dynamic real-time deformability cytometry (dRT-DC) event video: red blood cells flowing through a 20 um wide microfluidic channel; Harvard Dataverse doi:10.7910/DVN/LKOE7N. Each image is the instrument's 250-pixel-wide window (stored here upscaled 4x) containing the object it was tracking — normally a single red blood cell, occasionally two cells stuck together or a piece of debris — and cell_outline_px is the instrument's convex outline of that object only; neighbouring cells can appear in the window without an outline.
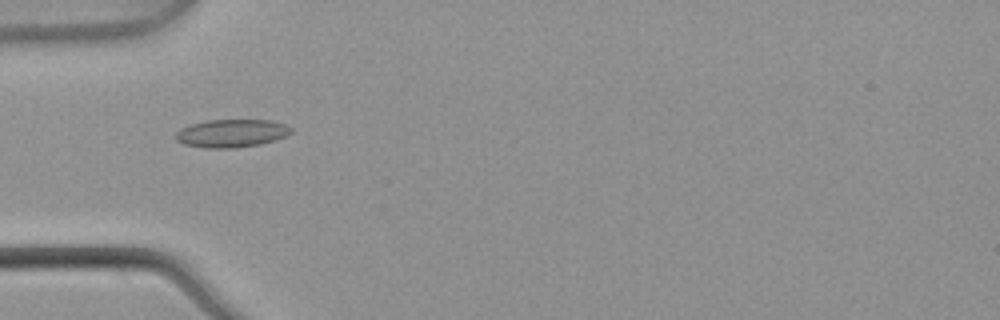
{"species": "common noctule bat (a hibernating species)", "species_latin": "Nyctalus noctula", "temperature_condition": "warm", "stored_images_in_passage": 3, "camera_frame_rate_fps": 3000, "um_per_image_px": 0.085, "animal": {"sex": "male", "body_mass_g": 21.5, "forearm_length_mm": 52.0}, "frame": {"image": 1, "passage_image": 1, "time_ms": 0.0, "image_size_px": [1000, 320], "cell_outline_px": [[292, 132], [284, 136], [260, 144], [232, 148], [204, 148], [184, 144], [176, 140], [176, 132], [180, 128], [192, 124], [208, 120], [272, 120], [284, 124], [292, 128]], "centroid_in_image_um": [19.66, 11.32], "position_along_channel_um": 65.3, "area_um2": 18.67}}
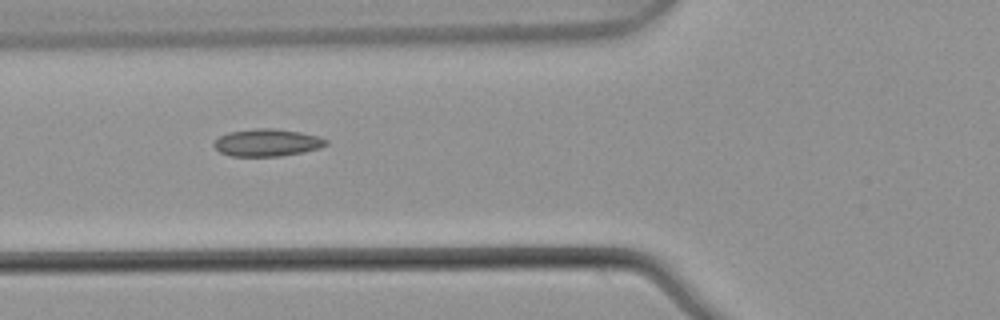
{"frame": {"image": 2, "passage_image": 2, "time_ms": 0.333, "image_size_px": [1000, 320], "cell_outline_px": [[328, 144], [320, 148], [304, 152], [280, 156], [232, 156], [220, 152], [212, 144], [220, 136], [228, 132], [256, 128], [272, 128], [300, 132], [316, 136], [328, 140]], "centroid_in_image_um": [22.71, 12.12], "position_along_channel_um": 103.1, "area_um2": 17.8}}
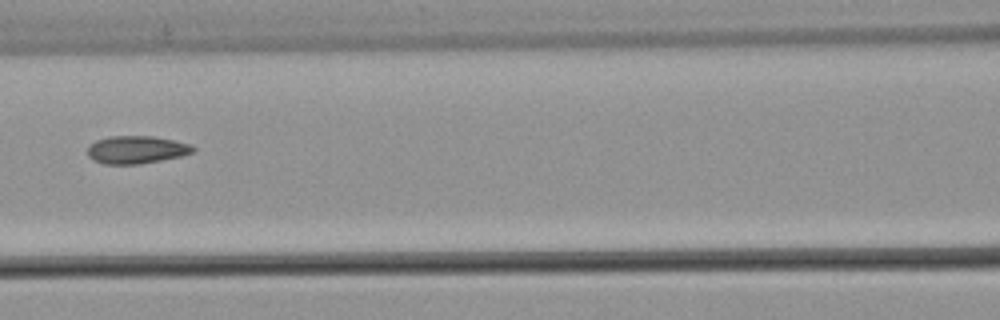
{"frame": {"image": 3, "passage_image": 3, "time_ms": 0.667, "image_size_px": [1000, 320], "cell_outline_px": [[196, 152], [184, 156], [140, 164], [104, 164], [92, 160], [88, 156], [88, 148], [96, 140], [108, 136], [152, 136], [192, 144], [196, 148]], "centroid_in_image_um": [11.64, 12.73], "position_along_channel_um": 155.0, "area_um2": 17.28}}